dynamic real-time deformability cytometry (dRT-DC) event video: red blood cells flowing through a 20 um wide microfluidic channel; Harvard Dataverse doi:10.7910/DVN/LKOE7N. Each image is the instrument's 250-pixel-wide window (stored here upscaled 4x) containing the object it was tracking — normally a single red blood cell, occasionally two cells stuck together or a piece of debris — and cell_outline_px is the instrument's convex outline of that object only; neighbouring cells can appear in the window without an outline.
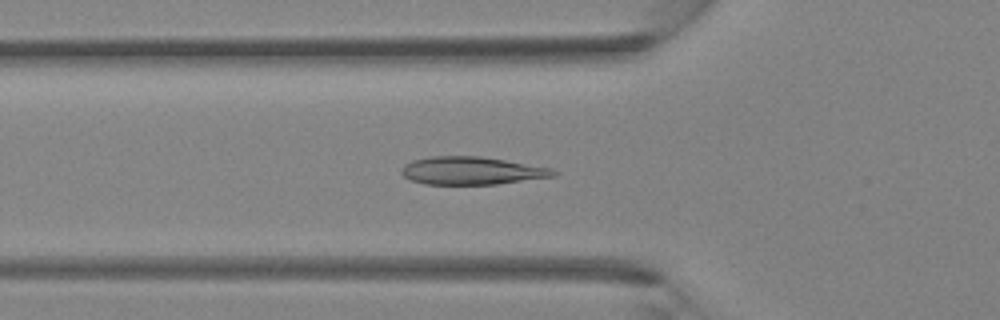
{"species": "Egyptian fruit bat (a non-hibernating species)", "species_latin": "Rousettus aegyptiacus", "temperature_condition": "room temperature", "stored_images_in_passage": 39, "camera_frame_rate_fps": 3000, "um_per_image_px": 0.085, "animal": {"sex": "female"}, "frame": {"image": 1, "passage_image": 13, "time_ms": 4.0, "image_size_px": [1000, 320], "cell_outline_px": [[560, 172], [556, 176], [496, 184], [424, 184], [412, 180], [404, 176], [400, 172], [400, 168], [404, 164], [412, 160], [428, 156], [480, 156], [552, 168]], "centroid_in_image_um": [40.08, 14.5], "position_along_channel_um": 85.7, "area_um2": 24.74}}
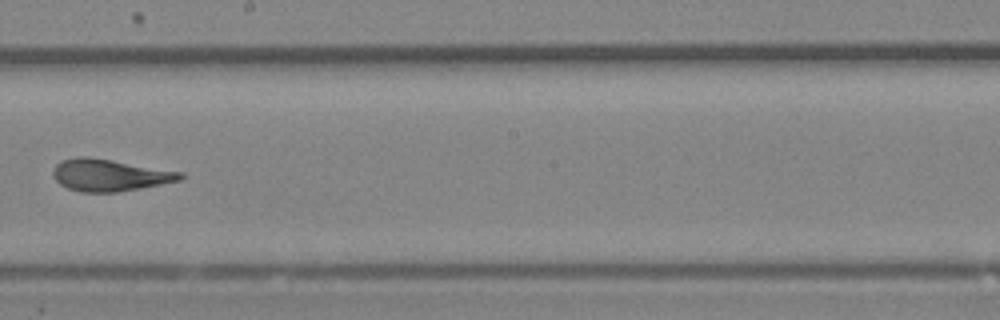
{"frame": {"image": 2, "passage_image": 22, "time_ms": 7.0, "image_size_px": [1000, 320], "cell_outline_px": [[184, 176], [180, 180], [160, 184], [116, 192], [80, 192], [68, 188], [60, 184], [52, 176], [52, 168], [60, 160], [80, 156], [88, 156], [184, 172]], "centroid_in_image_um": [9.27, 14.87], "position_along_channel_um": 238.9, "area_um2": 23.7}}
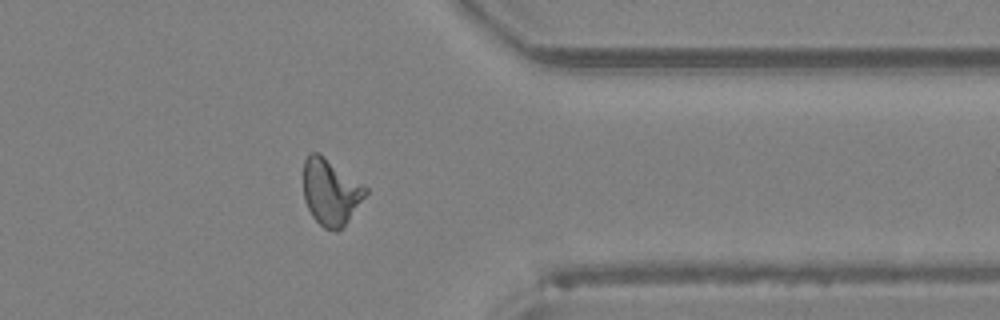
{"frame": {"image": 3, "passage_image": 31, "time_ms": 10.0, "image_size_px": [1000, 320], "cell_outline_px": [[368, 192], [348, 220], [336, 232], [324, 228], [312, 216], [304, 200], [304, 160], [312, 152], [320, 152], [368, 188]], "centroid_in_image_um": [28.1, 16.3], "position_along_channel_um": 383.3, "area_um2": 23.81}}